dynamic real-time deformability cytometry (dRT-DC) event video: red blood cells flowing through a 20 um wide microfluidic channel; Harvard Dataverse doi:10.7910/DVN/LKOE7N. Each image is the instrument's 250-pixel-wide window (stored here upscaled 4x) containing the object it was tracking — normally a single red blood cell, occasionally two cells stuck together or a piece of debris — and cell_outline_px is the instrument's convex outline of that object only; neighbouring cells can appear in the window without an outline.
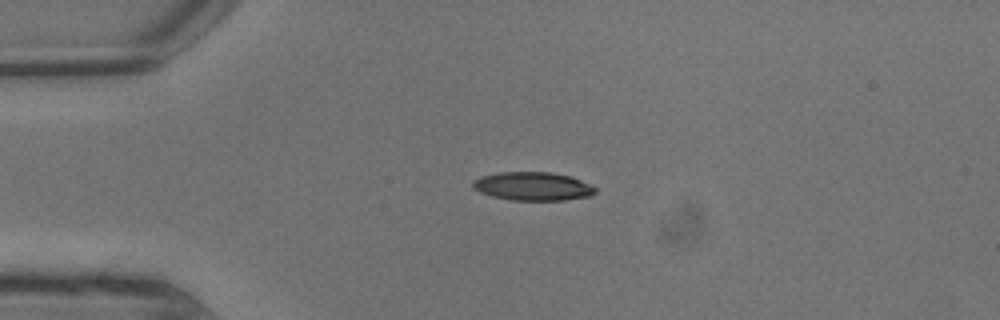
{"species": "common noctule bat (a hibernating species)", "species_latin": "Nyctalus noctula", "temperature_condition": "warm", "stored_images_in_passage": 5, "camera_frame_rate_fps": 3000, "um_per_image_px": 0.085, "animal": {"sex": "male", "body_mass_g": 13.3}, "frame": {"image": 1, "passage_image": 4, "time_ms": 1.0, "image_size_px": [1000, 320], "cell_outline_px": [[596, 192], [592, 196], [564, 200], [512, 200], [492, 196], [480, 192], [472, 188], [472, 180], [480, 176], [500, 172], [552, 172], [568, 176], [580, 180], [596, 188]], "centroid_in_image_um": [45.26, 15.83], "position_along_channel_um": 39.7, "area_um2": 20.35}}